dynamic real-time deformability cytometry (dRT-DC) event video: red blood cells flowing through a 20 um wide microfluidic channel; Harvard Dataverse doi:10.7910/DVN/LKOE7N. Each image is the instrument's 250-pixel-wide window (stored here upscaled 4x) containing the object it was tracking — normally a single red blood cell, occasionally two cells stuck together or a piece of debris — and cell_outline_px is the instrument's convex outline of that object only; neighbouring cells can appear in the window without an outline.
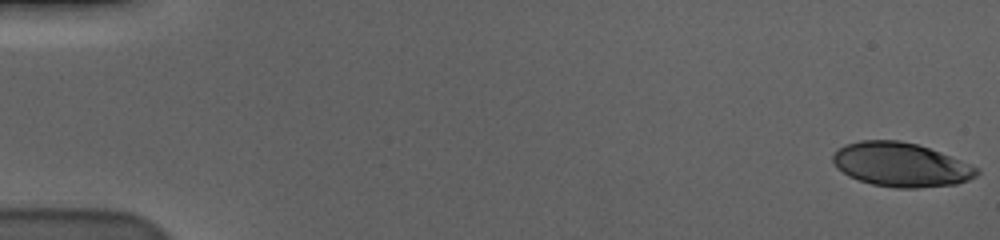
{"species": "human", "species_latin": "Homo sapiens", "temperature_condition": "cold", "stored_images_in_passage": 58, "camera_frame_rate_fps": 3000, "um_per_image_px": 0.085, "donor": {"sex": "male"}, "frame": {"image": 1, "passage_image": 1, "time_ms": 0.0, "image_size_px": [1000, 240], "cell_outline_px": [[980, 172], [976, 176], [968, 180], [956, 184], [916, 188], [896, 188], [872, 184], [848, 176], [836, 168], [832, 160], [832, 156], [844, 144], [860, 140], [900, 140], [916, 144], [940, 152], [960, 160], [976, 168]], "centroid_in_image_um": [76.54, 14.0], "position_along_channel_um": 8.5, "area_um2": 36.76}}
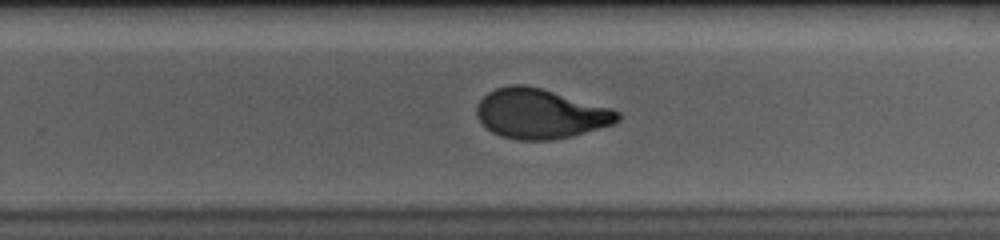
{"frame": {"image": 2, "passage_image": 38, "time_ms": 12.333, "image_size_px": [1000, 240], "cell_outline_px": [[620, 120], [612, 124], [572, 136], [552, 140], [516, 140], [500, 136], [492, 132], [476, 116], [476, 104], [488, 92], [496, 88], [508, 84], [524, 84], [540, 88], [612, 108], [620, 112]], "centroid_in_image_um": [45.91, 9.66], "position_along_channel_um": 283.9, "area_um2": 40.86}}
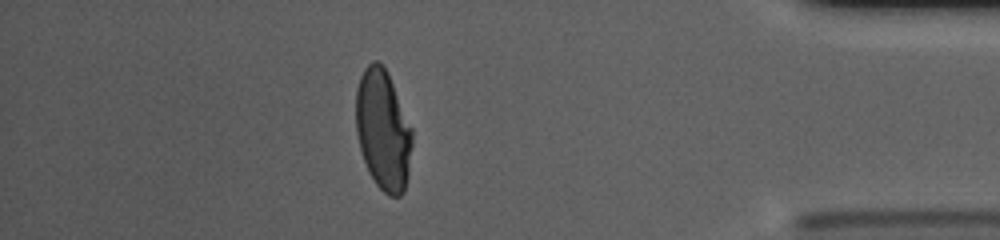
{"frame": {"image": 3, "passage_image": 51, "time_ms": 16.667, "image_size_px": [1000, 240], "cell_outline_px": [[412, 144], [408, 176], [404, 192], [400, 196], [388, 196], [376, 184], [368, 172], [360, 148], [356, 132], [356, 88], [360, 76], [364, 68], [372, 60], [376, 60], [388, 72], [412, 128]], "centroid_in_image_um": [32.56, 11.05], "position_along_channel_um": 402.6, "area_um2": 39.65}, "authors_computed_cell_mechanics": {"area_um2": 40.4311, "velocity_mm_per_s": 3.5977, "shape_relaxation_time_tau1_ms": 4.4518, "shape_relaxation_time_tau2_ms": 0.9084, "deformation_change_tau1": 0.2044, "deformation_change_tau2": 0.0663}}